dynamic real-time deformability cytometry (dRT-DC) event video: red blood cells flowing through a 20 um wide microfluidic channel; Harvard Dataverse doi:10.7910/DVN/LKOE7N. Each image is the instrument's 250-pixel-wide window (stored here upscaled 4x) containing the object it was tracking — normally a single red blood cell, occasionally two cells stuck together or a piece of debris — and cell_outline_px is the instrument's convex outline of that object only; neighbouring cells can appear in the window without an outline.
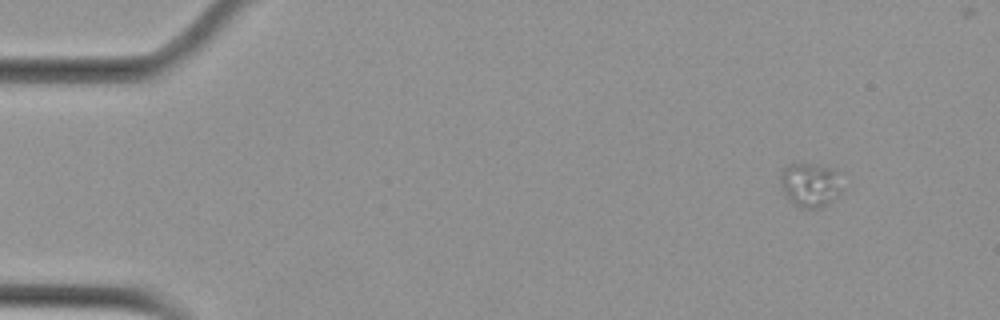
{"species": "Egyptian fruit bat (a non-hibernating species)", "species_latin": "Rousettus aegyptiacus", "temperature_condition": "cold", "stored_images_in_passage": 4, "camera_frame_rate_fps": 3000, "um_per_image_px": 0.085, "animal": {"sex": "female"}, "frame": {"image": 1, "passage_image": 1, "time_ms": 0.0, "image_size_px": [1000, 320], "cell_outline_px": [[844, 192], [828, 204], [820, 208], [800, 208], [784, 196], [780, 180], [780, 172], [784, 164], [820, 164], [832, 168], [840, 172], [844, 188]], "centroid_in_image_um": [68.92, 15.7], "position_along_channel_um": 16.1, "area_um2": 16.7}}